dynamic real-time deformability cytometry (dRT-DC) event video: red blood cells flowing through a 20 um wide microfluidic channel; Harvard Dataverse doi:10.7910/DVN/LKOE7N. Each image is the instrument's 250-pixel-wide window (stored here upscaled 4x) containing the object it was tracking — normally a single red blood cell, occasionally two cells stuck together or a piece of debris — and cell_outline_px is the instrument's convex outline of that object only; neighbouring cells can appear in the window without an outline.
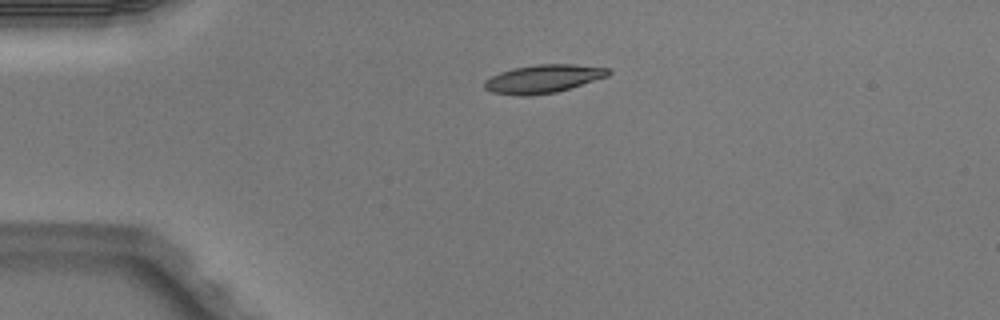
{"species": "Egyptian fruit bat (a non-hibernating species)", "species_latin": "Rousettus aegyptiacus", "temperature_condition": "warm", "stored_images_in_passage": 2, "camera_frame_rate_fps": 3000, "um_per_image_px": 0.085, "animal": {"sex": "male"}, "frame": {"image": 1, "passage_image": 1, "time_ms": 0.0, "image_size_px": [1000, 320], "cell_outline_px": [[612, 72], [608, 76], [556, 92], [528, 96], [520, 96], [492, 92], [484, 88], [484, 80], [500, 72], [512, 68], [536, 64], [572, 64], [608, 68]], "centroid_in_image_um": [46.15, 6.69], "position_along_channel_um": 38.9, "area_um2": 20.35}}